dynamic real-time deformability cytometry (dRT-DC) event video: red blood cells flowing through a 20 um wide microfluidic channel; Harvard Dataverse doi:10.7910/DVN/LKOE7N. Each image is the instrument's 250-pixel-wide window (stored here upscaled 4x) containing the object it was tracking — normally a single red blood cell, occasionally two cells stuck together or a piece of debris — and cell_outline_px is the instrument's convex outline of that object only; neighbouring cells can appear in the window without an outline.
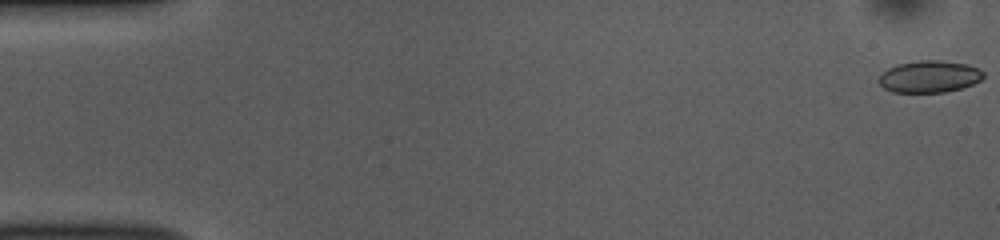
{"species": "common noctule bat (a hibernating species)", "species_latin": "Nyctalus noctula", "temperature_condition": "room temperature", "stored_images_in_passage": 52, "camera_frame_rate_fps": 3000, "um_per_image_px": 0.085, "animal": {"sex": "female", "body_mass_g": 10.0, "forearm_length_mm": 53.1}, "frame": {"image": 1, "passage_image": 1, "time_ms": 0.0, "image_size_px": [1000, 240], "cell_outline_px": [[984, 76], [980, 80], [972, 84], [960, 88], [944, 92], [892, 92], [884, 88], [880, 84], [880, 76], [888, 68], [896, 64], [920, 60], [940, 60], [968, 64], [980, 68], [984, 72]], "centroid_in_image_um": [79.02, 6.5], "position_along_channel_um": 6.0, "area_um2": 19.42}}
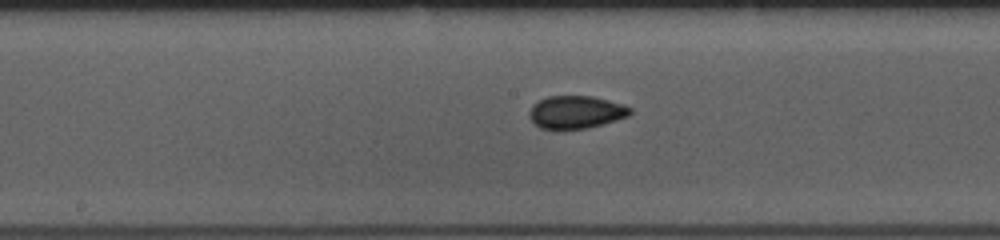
{"frame": {"image": 2, "passage_image": 27, "time_ms": 8.667, "image_size_px": [1000, 240], "cell_outline_px": [[632, 112], [628, 116], [588, 128], [564, 132], [556, 132], [540, 128], [528, 116], [528, 112], [532, 104], [548, 96], [592, 96], [624, 104], [632, 108]], "centroid_in_image_um": [48.91, 9.57], "position_along_channel_um": 199.3, "area_um2": 19.88}}
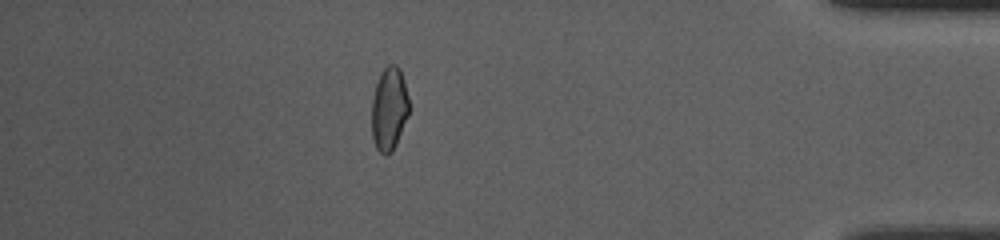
{"frame": {"image": 3, "passage_image": 46, "time_ms": 15.0, "image_size_px": [1000, 240], "cell_outline_px": [[408, 116], [396, 144], [392, 152], [384, 156], [376, 148], [372, 136], [372, 100], [376, 84], [380, 72], [388, 64], [396, 64], [400, 68], [404, 80], [408, 96]], "centroid_in_image_um": [33.07, 9.24], "position_along_channel_um": 402.1, "area_um2": 18.21}, "authors_computed_cell_mechanics": {"area_um2": 19.2474, "velocity_mm_per_s": 3.8648, "shape_relaxation_time_tau1_ms": 3.7594, "shape_relaxation_time_tau2_ms": 0.9743, "deformation_change_tau1": 0.0971, "deformation_change_tau2": 0.0407}}